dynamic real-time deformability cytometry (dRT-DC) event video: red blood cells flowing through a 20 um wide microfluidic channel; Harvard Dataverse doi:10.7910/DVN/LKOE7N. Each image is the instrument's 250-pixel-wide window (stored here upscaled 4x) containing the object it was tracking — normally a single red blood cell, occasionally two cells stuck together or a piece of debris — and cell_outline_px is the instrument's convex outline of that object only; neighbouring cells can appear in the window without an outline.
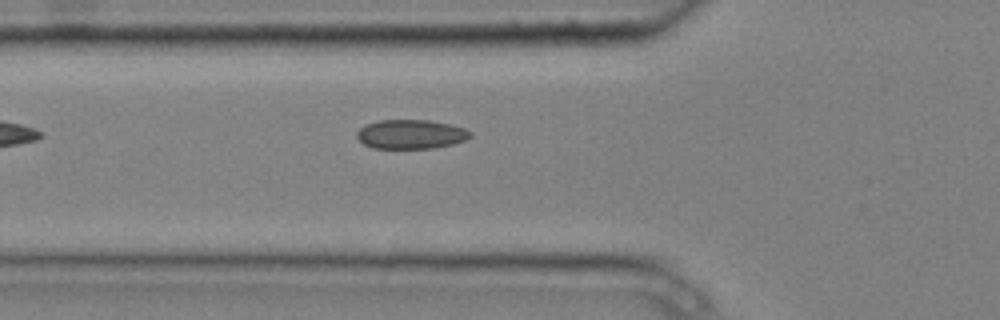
{"species": "common noctule bat (a hibernating species)", "species_latin": "Nyctalus noctula", "temperature_condition": "cold", "stored_images_in_passage": 6, "camera_frame_rate_fps": 3000, "um_per_image_px": 0.085, "animal": {"sex": "male", "body_mass_g": 20.4}, "frame": {"image": 1, "passage_image": 6, "time_ms": 1.667, "image_size_px": [1000, 320], "cell_outline_px": [[472, 136], [464, 140], [452, 144], [432, 148], [372, 148], [364, 144], [356, 136], [356, 132], [360, 128], [368, 124], [380, 120], [428, 120], [452, 124], [464, 128], [472, 132]], "centroid_in_image_um": [34.94, 11.4], "position_along_channel_um": 90.9, "area_um2": 19.25}}